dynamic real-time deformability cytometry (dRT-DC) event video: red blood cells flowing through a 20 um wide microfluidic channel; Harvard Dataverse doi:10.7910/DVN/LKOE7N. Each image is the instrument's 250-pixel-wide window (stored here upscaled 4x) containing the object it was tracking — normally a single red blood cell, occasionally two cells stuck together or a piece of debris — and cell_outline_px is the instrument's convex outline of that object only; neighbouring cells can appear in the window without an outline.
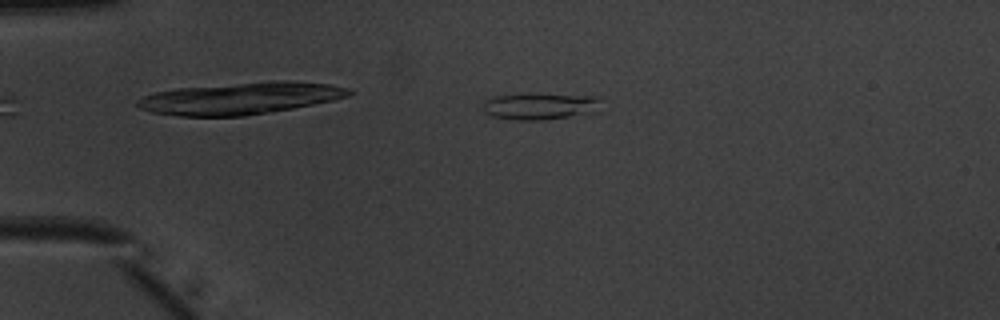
{"species": "common noctule bat (a hibernating species)", "species_latin": "Nyctalus noctula", "temperature_condition": "warm", "stored_images_in_passage": 42, "camera_frame_rate_fps": 3000, "um_per_image_px": 0.085, "animal": {"sex": "male", "body_mass_g": 20.1, "forearm_length_mm": 53.5}, "frame": {"image": 1, "passage_image": 3, "time_ms": 0.667, "image_size_px": [1000, 320], "cell_outline_px": [[600, 100], [592, 112], [544, 120], [516, 120], [492, 116], [484, 112], [480, 104], [484, 100], [496, 96], [532, 92], [600, 96]], "centroid_in_image_um": [45.81, 8.99], "position_along_channel_um": 39.2, "area_um2": 18.73}}
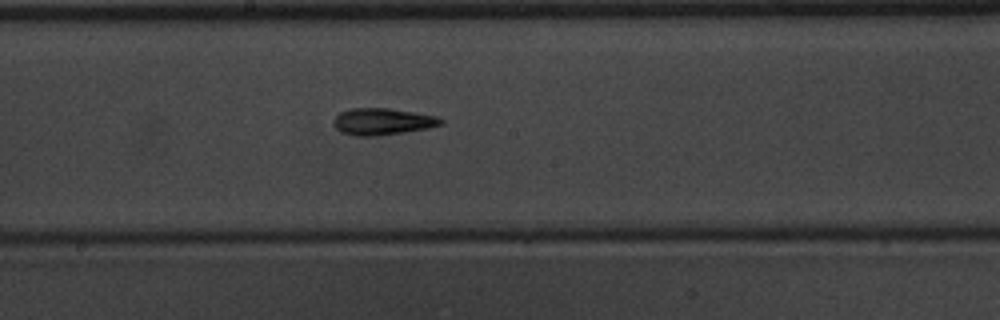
{"frame": {"image": 2, "passage_image": 19, "time_ms": 6.0, "image_size_px": [1000, 320], "cell_outline_px": [[444, 124], [428, 128], [404, 132], [376, 136], [356, 136], [340, 132], [332, 124], [332, 120], [340, 112], [352, 108], [388, 108], [436, 116], [444, 120]], "centroid_in_image_um": [32.48, 10.34], "position_along_channel_um": 215.7, "area_um2": 16.76}}
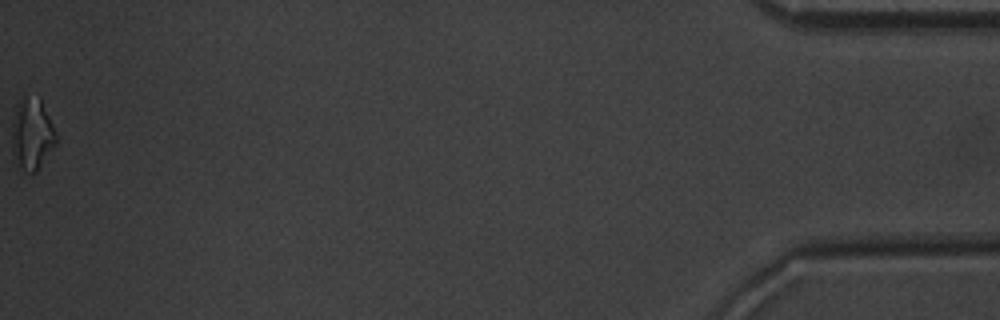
{"frame": {"image": 3, "passage_image": 42, "time_ms": 13.667, "image_size_px": [1000, 320], "cell_outline_px": [[56, 144], [36, 172], [24, 172], [12, 152], [12, 124], [16, 104], [24, 100], [40, 96], [56, 132]], "centroid_in_image_um": [2.73, 11.41], "position_along_channel_um": 432.5, "area_um2": 18.09}, "authors_computed_cell_mechanics": {"area_um2": 16.0973, "velocity_mm_per_s": 4.0172, "shape_relaxation_time_tau1_ms": null, "shape_relaxation_time_tau2_ms": 5.7825, "deformation_change_tau1": null, "deformation_change_tau2": 0.1415}}